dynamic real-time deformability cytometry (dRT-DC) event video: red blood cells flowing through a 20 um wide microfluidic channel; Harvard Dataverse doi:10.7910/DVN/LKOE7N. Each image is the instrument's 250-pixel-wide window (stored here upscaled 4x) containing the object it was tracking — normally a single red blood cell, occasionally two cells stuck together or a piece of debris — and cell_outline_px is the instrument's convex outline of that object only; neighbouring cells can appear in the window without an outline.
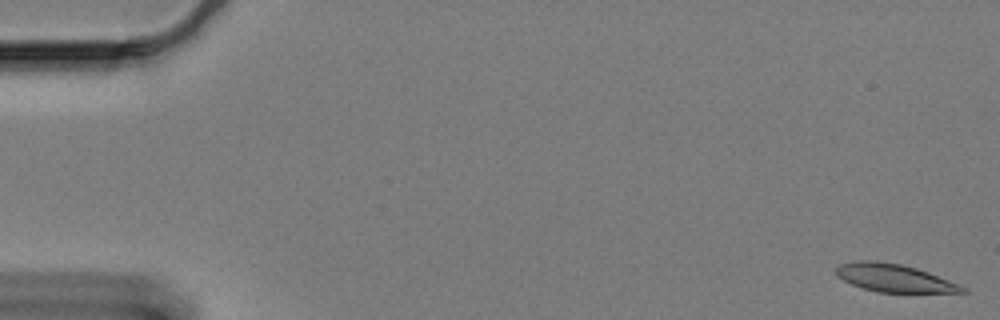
{"species": "Egyptian fruit bat (a non-hibernating species)", "species_latin": "Rousettus aegyptiacus", "temperature_condition": "cold", "stored_images_in_passage": 62, "camera_frame_rate_fps": 3000, "um_per_image_px": 0.085, "animal": {"sex": "female"}, "frame": {"image": 1, "passage_image": 1, "time_ms": 0.0, "image_size_px": [1000, 320], "cell_outline_px": [[968, 292], [876, 292], [852, 284], [836, 276], [836, 268], [840, 264], [860, 260], [872, 260], [900, 264], [916, 268], [928, 272], [960, 284], [968, 288]], "centroid_in_image_um": [76.02, 23.63], "position_along_channel_um": 9.0, "area_um2": 20.35}}
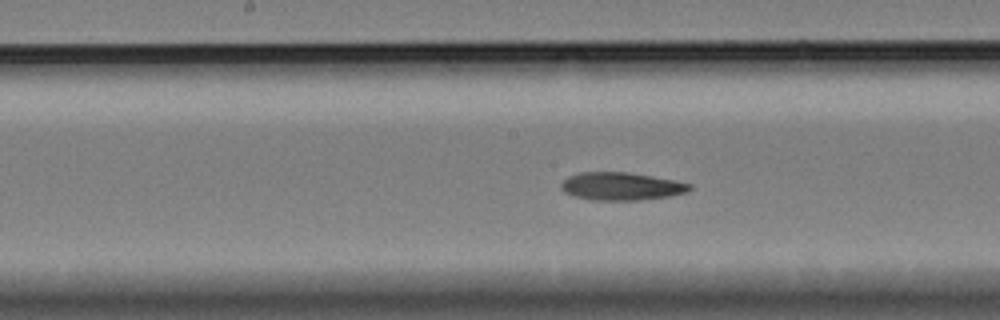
{"frame": {"image": 2, "passage_image": 31, "time_ms": 10.0, "image_size_px": [1000, 320], "cell_outline_px": [[692, 188], [688, 192], [668, 196], [640, 200], [592, 200], [572, 196], [564, 192], [560, 188], [560, 184], [568, 176], [580, 172], [628, 172], [676, 180], [692, 184]], "centroid_in_image_um": [52.8, 15.83], "position_along_channel_um": 195.4, "area_um2": 21.04}}
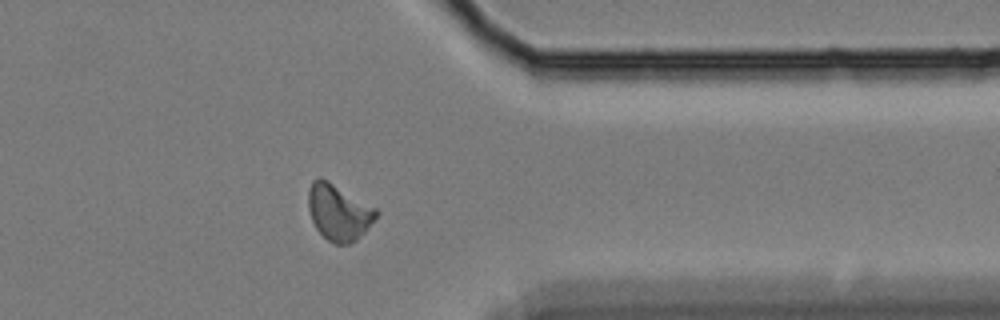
{"frame": {"image": 3, "passage_image": 49, "time_ms": 16.0, "image_size_px": [1000, 320], "cell_outline_px": [[380, 212], [364, 232], [356, 240], [348, 244], [336, 244], [328, 240], [316, 228], [312, 220], [308, 208], [308, 192], [312, 180], [320, 176], [376, 208]], "centroid_in_image_um": [28.77, 18.03], "position_along_channel_um": 382.6, "area_um2": 21.96}, "authors_computed_cell_mechanics": {"area_um2": 21.0392, "velocity_mm_per_s": 3.2636, "shape_relaxation_time_tau1_ms": 8.772, "shape_relaxation_time_tau2_ms": 8.1991, "deformation_change_tau1": 0.1889, "deformation_change_tau2": 0.1599}}